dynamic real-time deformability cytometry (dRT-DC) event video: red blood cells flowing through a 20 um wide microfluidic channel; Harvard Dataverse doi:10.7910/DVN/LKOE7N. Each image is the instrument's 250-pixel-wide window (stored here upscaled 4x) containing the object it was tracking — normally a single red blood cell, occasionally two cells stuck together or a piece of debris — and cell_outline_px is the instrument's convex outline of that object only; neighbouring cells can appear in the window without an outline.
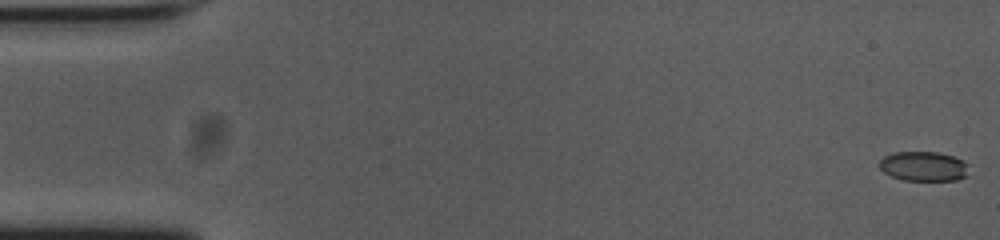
{"species": "common noctule bat (a hibernating species)", "species_latin": "Nyctalus noctula", "temperature_condition": "cold", "stored_images_in_passage": 55, "camera_frame_rate_fps": 3000, "um_per_image_px": 0.085, "animal": {"sex": "female", "body_mass_g": 23.0, "forearm_length_mm": 53.4}, "frame": {"image": 1, "passage_image": 1, "time_ms": 0.0, "image_size_px": [1000, 240], "cell_outline_px": [[968, 176], [956, 180], [904, 180], [892, 176], [884, 172], [880, 168], [880, 160], [884, 156], [896, 152], [936, 152], [952, 156], [964, 160], [968, 164]], "centroid_in_image_um": [78.54, 14.13], "position_along_channel_um": 6.5, "area_um2": 15.43}}
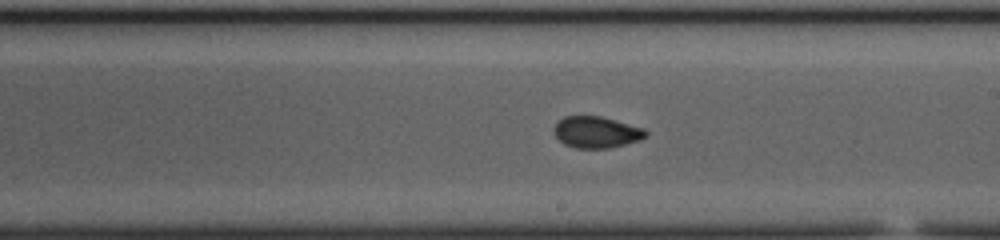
{"frame": {"image": 2, "passage_image": 31, "time_ms": 10.0, "image_size_px": [1000, 240], "cell_outline_px": [[648, 136], [640, 140], [608, 148], [576, 148], [564, 144], [552, 132], [556, 124], [564, 116], [600, 116], [644, 128], [648, 132]], "centroid_in_image_um": [50.7, 11.23], "position_along_channel_um": 238.3, "area_um2": 16.76}}
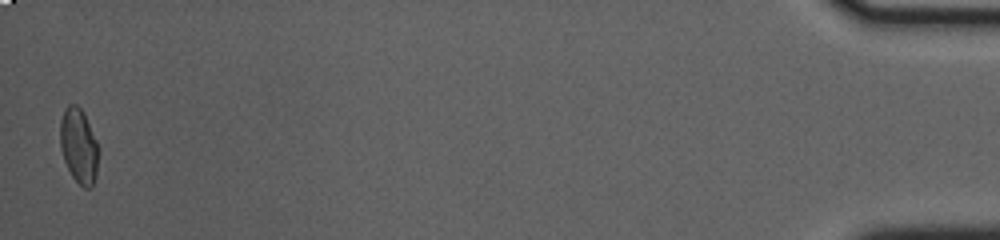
{"frame": {"image": 3, "passage_image": 54, "time_ms": 17.667, "image_size_px": [1000, 240], "cell_outline_px": [[100, 148], [96, 176], [92, 184], [88, 188], [84, 188], [72, 176], [64, 160], [60, 148], [60, 120], [64, 108], [68, 104], [76, 104], [80, 108]], "centroid_in_image_um": [6.69, 12.4], "position_along_channel_um": 428.5, "area_um2": 16.7}, "authors_computed_cell_mechanics": {"area_um2": 16.7042, "velocity_mm_per_s": 3.751, "shape_relaxation_time_tau1_ms": 9.4685, "shape_relaxation_time_tau2_ms": 1.8512, "deformation_change_tau1": 0.1602, "deformation_change_tau2": 0.0555}}